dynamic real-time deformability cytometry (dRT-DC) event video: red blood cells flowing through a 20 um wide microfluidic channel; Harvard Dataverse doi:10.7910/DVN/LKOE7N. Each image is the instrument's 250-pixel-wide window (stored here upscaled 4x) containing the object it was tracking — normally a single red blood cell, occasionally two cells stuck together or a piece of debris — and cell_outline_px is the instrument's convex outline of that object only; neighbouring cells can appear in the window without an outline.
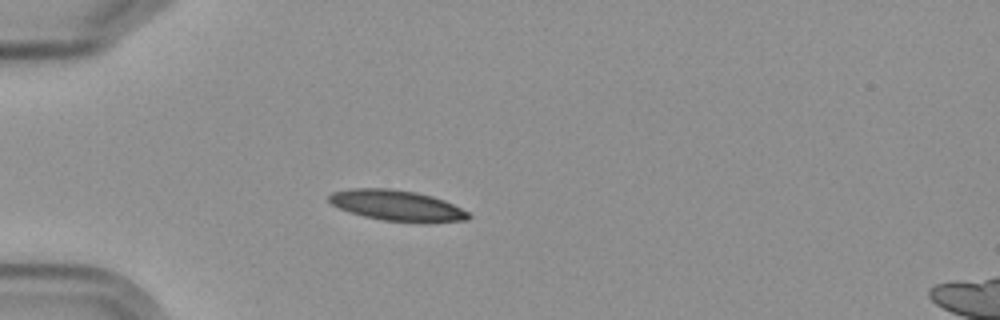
{"species": "Egyptian fruit bat (a non-hibernating species)", "species_latin": "Rousettus aegyptiacus", "temperature_condition": "cold", "stored_images_in_passage": 8, "camera_frame_rate_fps": 3000, "um_per_image_px": 0.085, "frame": {"image": 1, "passage_image": 3, "time_ms": 2.333, "image_size_px": [1000, 320], "cell_outline_px": [[472, 216], [468, 220], [428, 224], [420, 224], [384, 220], [364, 216], [348, 212], [332, 204], [328, 200], [328, 196], [332, 192], [352, 188], [388, 188], [416, 192], [432, 196], [444, 200], [468, 212]], "centroid_in_image_um": [33.78, 17.49], "position_along_channel_um": 51.2, "area_um2": 25.37}}
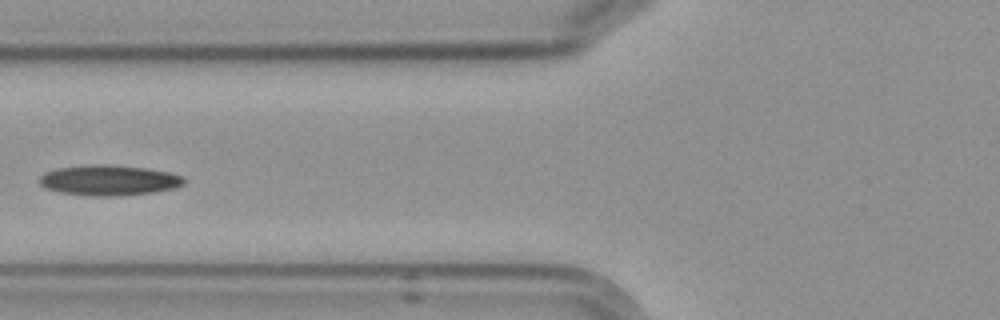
{"frame": {"image": 2, "passage_image": 5, "time_ms": 4.667, "image_size_px": [1000, 320], "cell_outline_px": [[184, 184], [176, 188], [152, 192], [116, 196], [92, 196], [60, 192], [44, 188], [36, 180], [44, 172], [56, 168], [100, 164], [104, 164], [148, 168], [172, 172], [184, 176]], "centroid_in_image_um": [9.26, 15.32], "position_along_channel_um": 116.5, "area_um2": 25.84}}
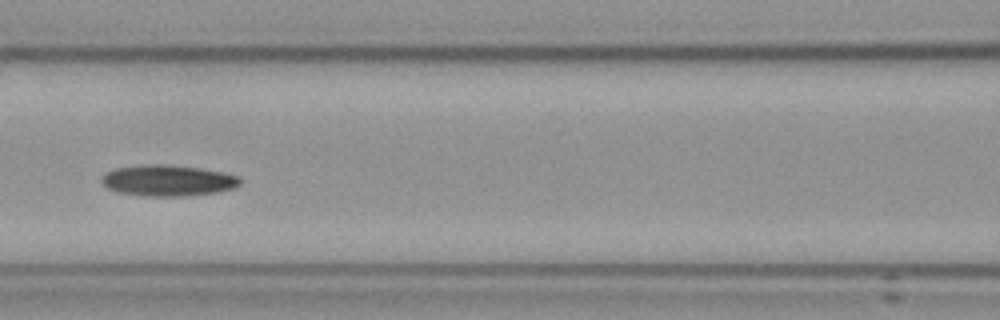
{"frame": {"image": 3, "passage_image": 6, "time_ms": 5.667, "image_size_px": [1000, 320], "cell_outline_px": [[240, 184], [236, 188], [216, 192], [184, 196], [140, 196], [116, 192], [108, 188], [100, 180], [100, 176], [104, 172], [112, 168], [148, 164], [160, 164], [200, 168], [224, 172], [240, 176]], "centroid_in_image_um": [14.23, 15.34], "position_along_channel_um": 152.4, "area_um2": 25.43}}